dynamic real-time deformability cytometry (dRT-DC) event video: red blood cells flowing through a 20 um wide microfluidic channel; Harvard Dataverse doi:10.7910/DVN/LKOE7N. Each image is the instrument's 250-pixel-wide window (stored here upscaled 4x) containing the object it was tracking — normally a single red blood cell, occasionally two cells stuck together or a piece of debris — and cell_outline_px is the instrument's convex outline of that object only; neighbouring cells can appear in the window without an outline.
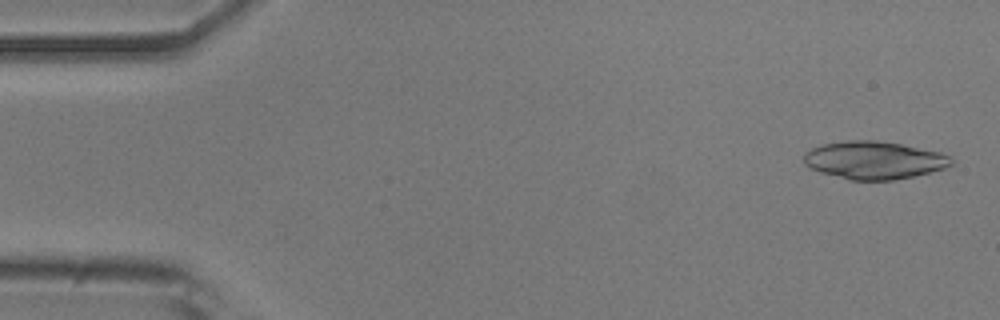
{"species": "common noctule bat (a hibernating species)", "species_latin": "Nyctalus noctula", "temperature_condition": "room temperature", "stored_images_in_passage": 51, "camera_frame_rate_fps": 3000, "um_per_image_px": 0.085, "animal": {"sex": "male", "body_mass_g": 20.5, "forearm_length_mm": 52.5}, "frame": {"image": 1, "passage_image": 2, "time_ms": 0.333, "image_size_px": [1000, 320], "cell_outline_px": [[952, 164], [944, 168], [912, 176], [892, 180], [848, 180], [820, 172], [804, 164], [804, 152], [812, 148], [824, 144], [848, 140], [876, 140], [900, 144], [940, 152], [948, 156], [952, 160]], "centroid_in_image_um": [74.25, 13.61], "position_along_channel_um": 10.7, "area_um2": 32.19}}